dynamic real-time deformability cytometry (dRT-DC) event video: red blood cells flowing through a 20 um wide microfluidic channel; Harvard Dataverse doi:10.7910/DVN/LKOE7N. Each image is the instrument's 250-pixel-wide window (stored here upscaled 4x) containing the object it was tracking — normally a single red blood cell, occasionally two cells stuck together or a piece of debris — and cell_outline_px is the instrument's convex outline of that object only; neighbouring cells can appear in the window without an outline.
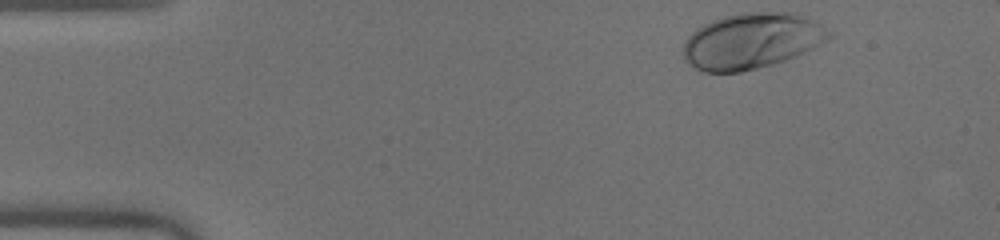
{"species": "human", "species_latin": "Homo sapiens", "temperature_condition": "warm", "stored_images_in_passage": 36, "camera_frame_rate_fps": 3000, "um_per_image_px": 0.085, "donor": {"sex": "male"}, "frame": {"image": 1, "passage_image": 1, "time_ms": 0.0, "image_size_px": [1000, 240], "cell_outline_px": [[832, 36], [828, 40], [796, 56], [772, 64], [740, 72], [700, 72], [688, 64], [684, 60], [684, 40], [696, 28], [712, 20], [724, 16], [740, 12], [792, 12], [812, 20], [820, 24], [832, 32]], "centroid_in_image_um": [63.86, 3.48], "position_along_channel_um": 21.1, "area_um2": 47.4}}
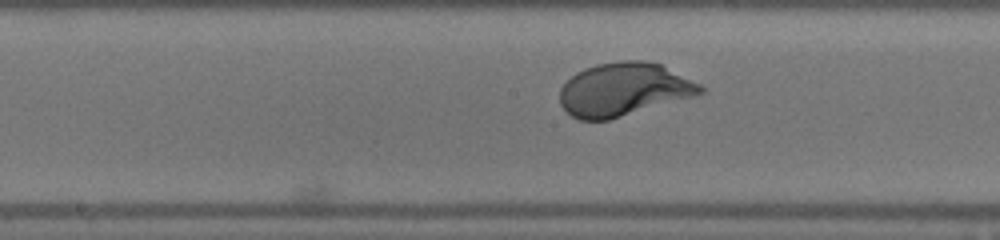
{"frame": {"image": 2, "passage_image": 21, "time_ms": 6.667, "image_size_px": [1000, 240], "cell_outline_px": [[704, 92], [692, 96], [608, 120], [580, 120], [572, 116], [560, 104], [560, 88], [576, 72], [584, 68], [596, 64], [620, 60], [644, 60], [660, 64], [700, 84], [704, 88]], "centroid_in_image_um": [52.98, 7.59], "position_along_channel_um": 195.2, "area_um2": 43.12}}
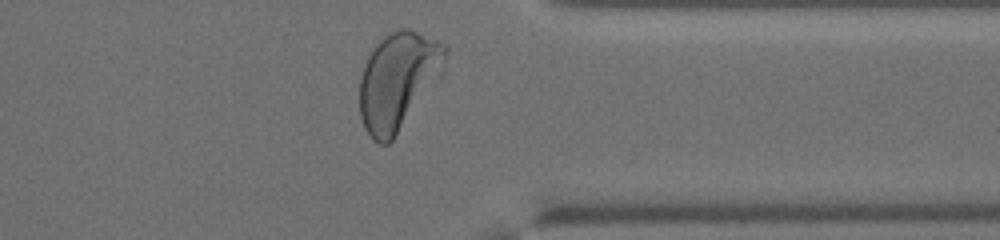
{"frame": {"image": 3, "passage_image": 35, "time_ms": 11.333, "image_size_px": [1000, 240], "cell_outline_px": [[448, 52], [392, 140], [388, 144], [380, 144], [372, 140], [364, 128], [360, 116], [360, 76], [364, 64], [368, 56], [376, 44], [384, 36], [400, 28], [408, 28], [448, 44]], "centroid_in_image_um": [33.7, 6.81], "position_along_channel_um": 377.7, "area_um2": 46.07}, "authors_computed_cell_mechanics": {"area_um2": 43.9858, "velocity_mm_per_s": 4.0172, "shape_relaxation_time_tau1_ms": 2.0063, "shape_relaxation_time_tau2_ms": null, "deformation_change_tau1": 0.175, "deformation_change_tau2": null}}